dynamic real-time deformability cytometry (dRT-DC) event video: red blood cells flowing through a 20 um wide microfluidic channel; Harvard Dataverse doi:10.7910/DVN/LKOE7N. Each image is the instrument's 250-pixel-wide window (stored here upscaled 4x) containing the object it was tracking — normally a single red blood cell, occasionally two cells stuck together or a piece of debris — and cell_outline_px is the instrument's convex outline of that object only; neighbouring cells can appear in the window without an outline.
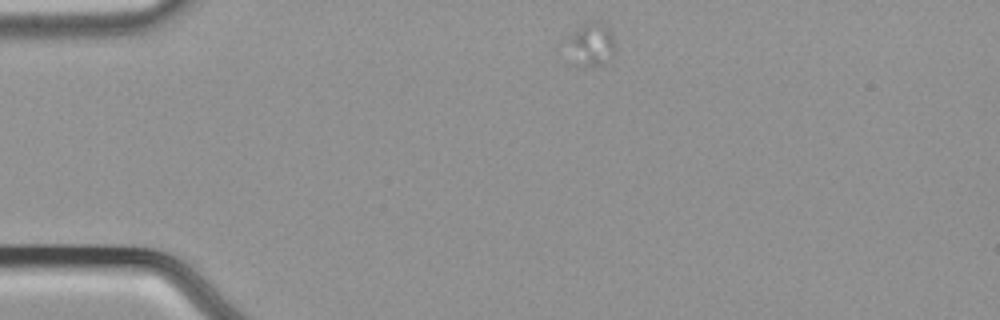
{"species": "common noctule bat (a hibernating species)", "species_latin": "Nyctalus noctula", "temperature_condition": "cold", "stored_images_in_passage": 16, "camera_frame_rate_fps": 3000, "um_per_image_px": 0.085, "animal": {"sex": "male", "body_mass_g": 21.5, "forearm_length_mm": 52.0}, "frame": {"image": 1, "passage_image": 1, "time_ms": 0.0, "image_size_px": [1000, 320], "cell_outline_px": [[616, 52], [604, 64], [592, 68], [576, 68], [572, 64], [568, 36], [584, 20], [596, 20], [604, 24], [612, 32], [616, 48]], "centroid_in_image_um": [50.26, 3.8], "position_along_channel_um": 34.7, "area_um2": 12.95}}